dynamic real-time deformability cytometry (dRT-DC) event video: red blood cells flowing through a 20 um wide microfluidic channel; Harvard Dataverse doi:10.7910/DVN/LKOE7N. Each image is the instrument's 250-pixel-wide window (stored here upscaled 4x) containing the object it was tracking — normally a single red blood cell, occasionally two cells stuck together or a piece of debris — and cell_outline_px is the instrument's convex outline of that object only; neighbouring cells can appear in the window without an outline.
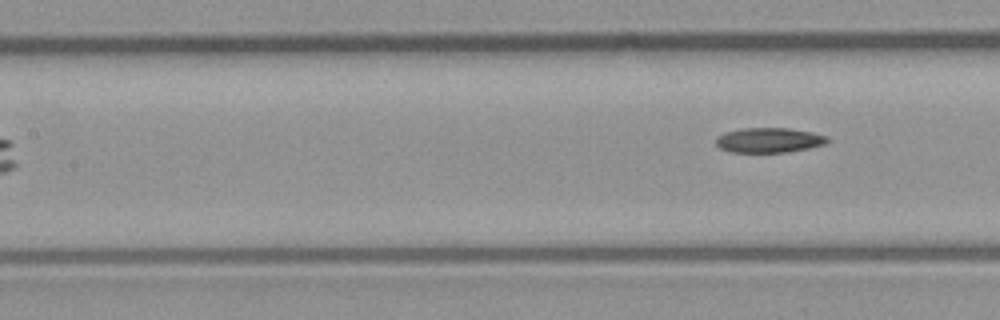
{"species": "common noctule bat (a hibernating species)", "species_latin": "Nyctalus noctula", "temperature_condition": "room temperature", "stored_images_in_passage": 5, "segment_of_instrument_passage": [2, 2], "camera_frame_rate_fps": 3000, "um_per_image_px": 0.085, "animal": {"sex": "male", "body_mass_g": 23.1, "forearm_length_mm": 52.7}, "frame": {"image": 1, "passage_image": 5, "time_ms": 4.667, "image_size_px": [1000, 320], "cell_outline_px": [[828, 140], [824, 144], [808, 148], [788, 152], [732, 152], [720, 148], [716, 144], [716, 136], [724, 132], [744, 128], [788, 128], [812, 132], [824, 136]], "centroid_in_image_um": [65.31, 11.91], "position_along_channel_um": 142.1, "area_um2": 16.01}}